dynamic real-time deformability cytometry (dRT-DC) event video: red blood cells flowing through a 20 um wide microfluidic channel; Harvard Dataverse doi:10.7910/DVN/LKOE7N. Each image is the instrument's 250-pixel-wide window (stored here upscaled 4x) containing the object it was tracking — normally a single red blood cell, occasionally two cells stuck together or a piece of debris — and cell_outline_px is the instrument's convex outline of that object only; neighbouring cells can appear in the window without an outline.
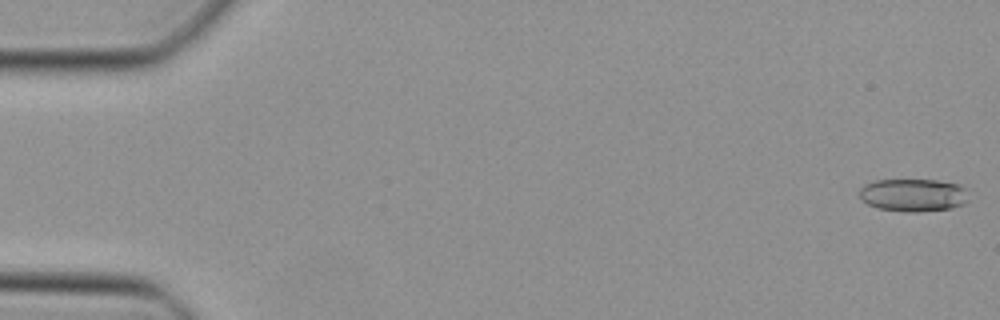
{"species": "Egyptian fruit bat (a non-hibernating species)", "species_latin": "Rousettus aegyptiacus", "temperature_condition": "cold", "stored_images_in_passage": 27, "camera_frame_rate_fps": 3000, "um_per_image_px": 0.085, "animal": {"sex": "female"}, "frame": {"image": 1, "passage_image": 1, "time_ms": 0.0, "image_size_px": [1000, 320], "cell_outline_px": [[968, 200], [964, 204], [952, 208], [916, 212], [904, 212], [876, 208], [868, 204], [860, 196], [860, 188], [864, 184], [876, 180], [936, 180], [956, 184], [964, 188]], "centroid_in_image_um": [77.6, 16.59], "position_along_channel_um": 7.4, "area_um2": 20.81}}
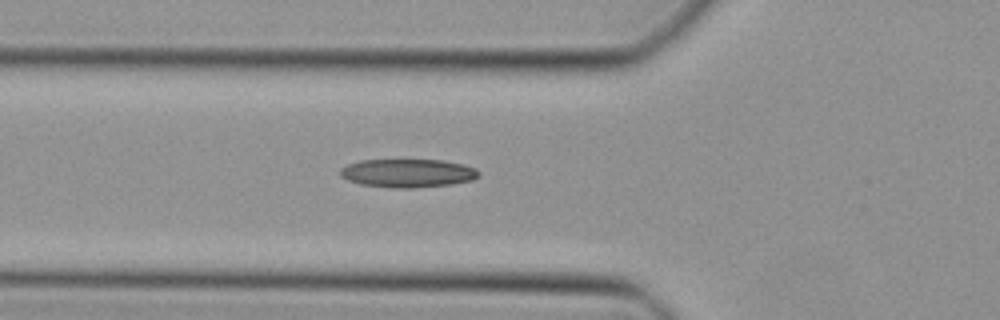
{"frame": {"image": 2, "passage_image": 17, "time_ms": 5.333, "image_size_px": [1000, 320], "cell_outline_px": [[480, 176], [472, 180], [452, 184], [412, 188], [392, 188], [360, 184], [348, 180], [340, 176], [340, 168], [348, 164], [360, 160], [440, 160], [464, 164], [476, 168], [480, 172]], "centroid_in_image_um": [34.67, 14.72], "position_along_channel_um": 91.1, "area_um2": 23.06}}
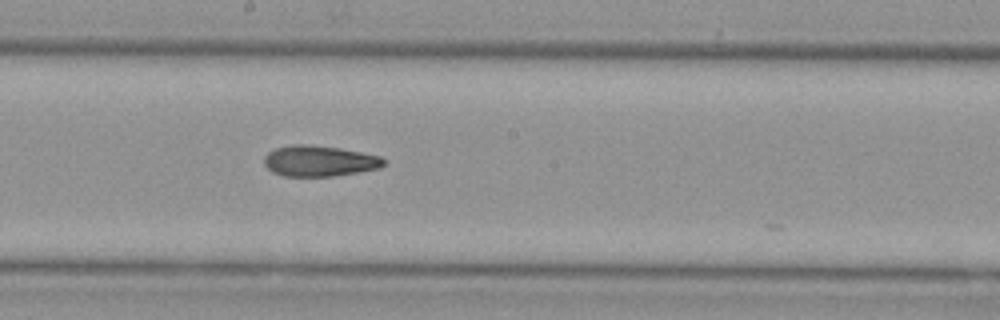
{"frame": {"image": 3, "passage_image": 26, "time_ms": 8.333, "image_size_px": [1000, 320], "cell_outline_px": [[388, 160], [380, 168], [332, 176], [284, 176], [272, 172], [264, 164], [264, 156], [268, 152], [276, 148], [296, 144], [308, 144], [340, 148], [380, 156]], "centroid_in_image_um": [27.14, 13.68], "position_along_channel_um": 221.1, "area_um2": 21.44}}